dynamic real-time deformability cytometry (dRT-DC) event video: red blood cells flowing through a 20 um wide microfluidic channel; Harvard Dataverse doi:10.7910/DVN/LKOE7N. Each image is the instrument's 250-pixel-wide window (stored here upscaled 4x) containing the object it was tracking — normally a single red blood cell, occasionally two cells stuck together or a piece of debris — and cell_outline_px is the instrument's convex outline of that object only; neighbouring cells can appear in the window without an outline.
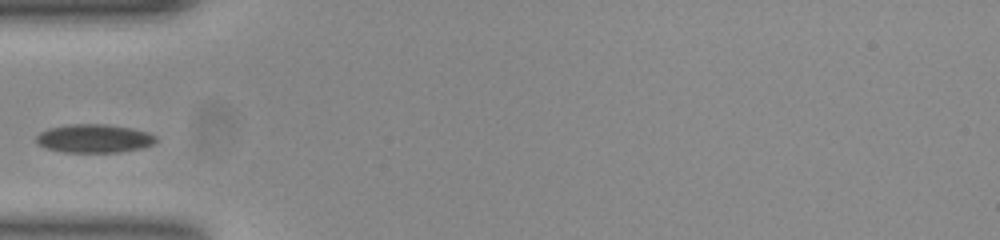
{"species": "common noctule bat (a hibernating species)", "species_latin": "Nyctalus noctula", "temperature_condition": "room temperature", "stored_images_in_passage": 27, "camera_frame_rate_fps": 3000, "um_per_image_px": 0.085, "animal": {"sex": "female", "body_mass_g": 23.0, "forearm_length_mm": 53.4}, "frame": {"image": 1, "passage_image": 1, "time_ms": 0.0, "image_size_px": [1000, 240], "cell_outline_px": [[156, 140], [152, 144], [140, 148], [120, 152], [64, 152], [48, 148], [40, 144], [36, 140], [36, 136], [40, 132], [48, 128], [68, 124], [104, 124], [132, 128], [148, 132], [156, 136]], "centroid_in_image_um": [8.0, 11.76], "position_along_channel_um": 77.0, "area_um2": 19.71}}
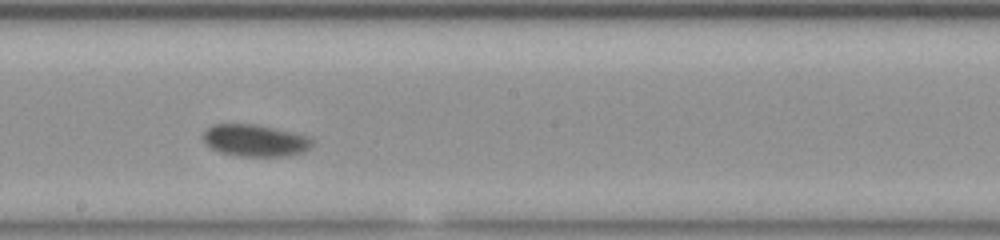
{"frame": {"image": 2, "passage_image": 13, "time_ms": 4.0, "image_size_px": [1000, 240], "cell_outline_px": [[312, 144], [304, 152], [288, 156], [240, 156], [220, 152], [212, 148], [204, 140], [204, 132], [212, 124], [252, 124], [296, 132], [308, 136], [312, 140]], "centroid_in_image_um": [21.71, 11.94], "position_along_channel_um": 226.5, "area_um2": 20.17}}
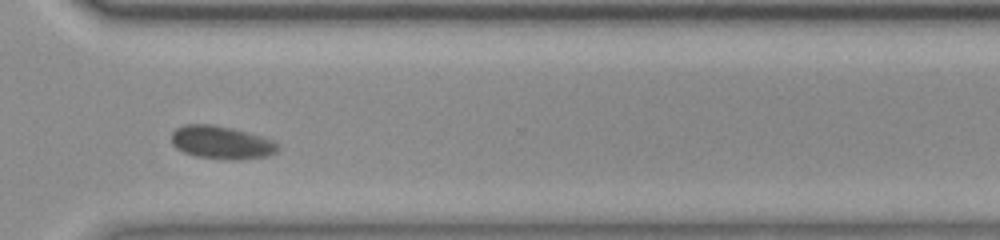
{"frame": {"image": 3, "passage_image": 23, "time_ms": 7.333, "image_size_px": [1000, 240], "cell_outline_px": [[280, 148], [276, 152], [268, 156], [240, 160], [224, 160], [196, 156], [184, 152], [176, 148], [172, 144], [172, 132], [176, 128], [184, 124], [212, 124], [232, 128], [276, 140], [280, 144]], "centroid_in_image_um": [18.87, 12.12], "position_along_channel_um": 351.7, "area_um2": 20.87}}